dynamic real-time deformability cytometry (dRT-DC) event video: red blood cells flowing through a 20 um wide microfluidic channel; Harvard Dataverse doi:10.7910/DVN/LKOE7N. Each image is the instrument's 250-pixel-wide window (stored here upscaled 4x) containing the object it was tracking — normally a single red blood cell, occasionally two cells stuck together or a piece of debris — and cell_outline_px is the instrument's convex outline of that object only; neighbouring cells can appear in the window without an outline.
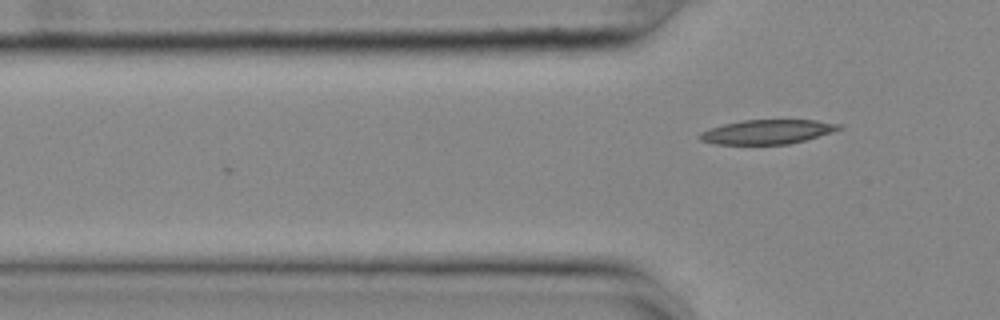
{"species": "common noctule bat (a hibernating species)", "species_latin": "Nyctalus noctula", "temperature_condition": "cold", "stored_images_in_passage": 3, "camera_frame_rate_fps": 3000, "um_per_image_px": 0.085, "animal": {"sex": "female", "body_mass_g": 25.1}, "frame": {"image": 1, "passage_image": 3, "time_ms": 0.667, "image_size_px": [1000, 320], "cell_outline_px": [[844, 128], [804, 140], [788, 144], [716, 144], [700, 140], [700, 132], [708, 128], [724, 124], [744, 120], [816, 120], [840, 124]], "centroid_in_image_um": [65.21, 11.2], "position_along_channel_um": 60.6, "area_um2": 19.54}}